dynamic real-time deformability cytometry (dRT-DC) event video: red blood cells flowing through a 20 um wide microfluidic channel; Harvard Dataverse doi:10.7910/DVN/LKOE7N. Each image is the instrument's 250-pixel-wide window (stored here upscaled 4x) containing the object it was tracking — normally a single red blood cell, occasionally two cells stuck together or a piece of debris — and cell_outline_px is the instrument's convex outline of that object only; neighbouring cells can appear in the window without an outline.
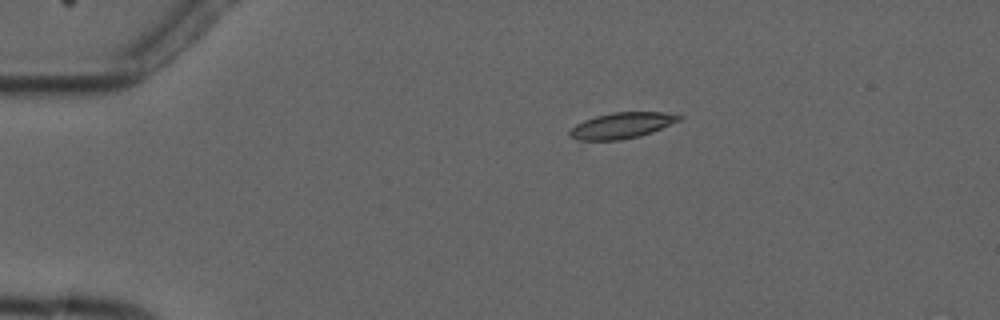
{"species": "common noctule bat (a hibernating species)", "species_latin": "Nyctalus noctula", "temperature_condition": "cold", "stored_images_in_passage": 4, "camera_frame_rate_fps": 3000, "um_per_image_px": 0.085, "animal": {"sex": "male", "forearm_length_mm": 52.5}, "frame": {"image": 1, "passage_image": 3, "time_ms": 2.0, "image_size_px": [1000, 320], "cell_outline_px": [[684, 116], [680, 120], [652, 132], [640, 136], [620, 140], [580, 140], [572, 136], [568, 132], [576, 124], [584, 120], [596, 116], [612, 112], [664, 112]], "centroid_in_image_um": [52.87, 10.66], "position_along_channel_um": 32.1, "area_um2": 16.36}}